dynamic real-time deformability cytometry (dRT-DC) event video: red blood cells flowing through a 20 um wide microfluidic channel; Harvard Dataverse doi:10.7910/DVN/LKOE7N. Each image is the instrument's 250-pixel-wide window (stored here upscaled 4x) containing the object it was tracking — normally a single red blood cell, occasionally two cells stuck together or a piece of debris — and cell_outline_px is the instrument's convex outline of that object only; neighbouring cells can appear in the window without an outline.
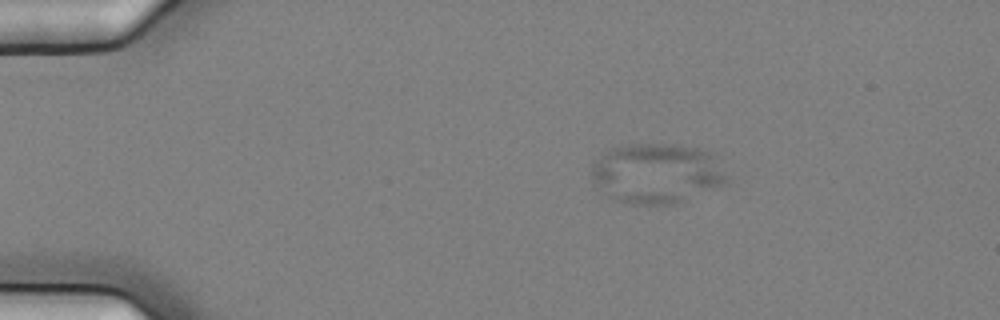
{"species": "common noctule bat (a hibernating species)", "species_latin": "Nyctalus noctula", "temperature_condition": "cold", "stored_images_in_passage": 5, "camera_frame_rate_fps": 3000, "um_per_image_px": 0.085, "animal": {"sex": "female", "body_mass_g": 25.1}, "frame": {"image": 1, "passage_image": 3, "time_ms": 0.667, "image_size_px": [1000, 320], "cell_outline_px": [[732, 180], [724, 184], [676, 204], [632, 204], [616, 200], [608, 196], [592, 176], [592, 164], [600, 152], [612, 148], [628, 144], [672, 144], [696, 148], [712, 152]], "centroid_in_image_um": [55.86, 14.72], "position_along_channel_um": 29.1, "area_um2": 47.51}}